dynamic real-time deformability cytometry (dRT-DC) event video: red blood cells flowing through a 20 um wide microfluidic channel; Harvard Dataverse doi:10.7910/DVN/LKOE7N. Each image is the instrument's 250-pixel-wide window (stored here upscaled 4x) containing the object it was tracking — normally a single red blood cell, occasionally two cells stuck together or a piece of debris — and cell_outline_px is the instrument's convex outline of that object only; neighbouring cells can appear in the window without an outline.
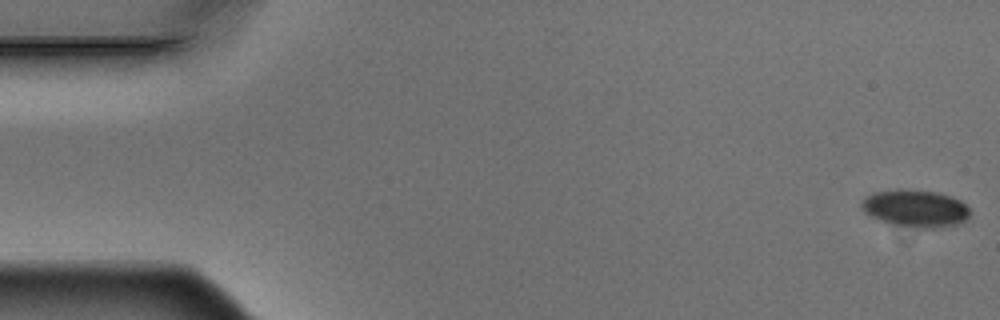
{"species": "Egyptian fruit bat (a non-hibernating species)", "species_latin": "Rousettus aegyptiacus", "temperature_condition": "warm", "stored_images_in_passage": 4, "camera_frame_rate_fps": 3000, "um_per_image_px": 0.085, "animal": {"sex": "male"}, "frame": {"image": 1, "passage_image": 1, "time_ms": 0.0, "image_size_px": [1000, 320], "cell_outline_px": [[968, 216], [964, 220], [956, 224], [932, 228], [920, 228], [896, 224], [880, 220], [868, 216], [864, 212], [860, 204], [864, 196], [876, 192], [896, 188], [900, 188], [936, 192], [952, 196], [960, 200], [968, 208]], "centroid_in_image_um": [77.75, 17.68], "position_along_channel_um": 7.2, "area_um2": 23.47}}
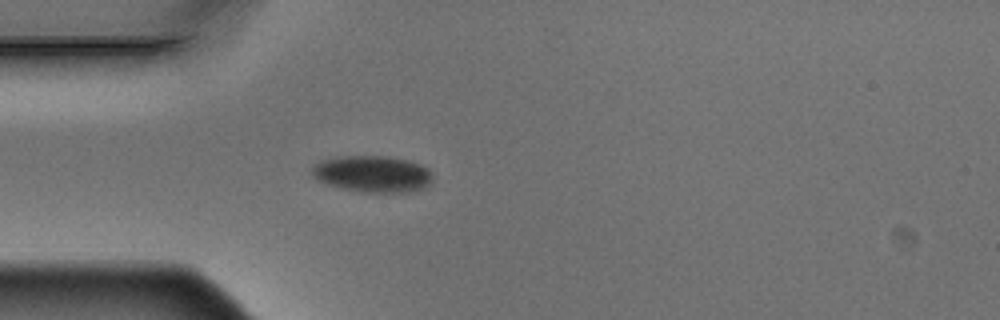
{"frame": {"image": 2, "passage_image": 4, "time_ms": 1.0, "image_size_px": [1000, 320], "cell_outline_px": [[432, 184], [412, 192], [364, 192], [344, 188], [328, 184], [316, 180], [312, 176], [312, 168], [320, 160], [340, 156], [388, 156], [408, 160], [420, 164], [428, 168], [432, 176]], "centroid_in_image_um": [31.68, 14.78], "position_along_channel_um": 53.3, "area_um2": 25.78}}